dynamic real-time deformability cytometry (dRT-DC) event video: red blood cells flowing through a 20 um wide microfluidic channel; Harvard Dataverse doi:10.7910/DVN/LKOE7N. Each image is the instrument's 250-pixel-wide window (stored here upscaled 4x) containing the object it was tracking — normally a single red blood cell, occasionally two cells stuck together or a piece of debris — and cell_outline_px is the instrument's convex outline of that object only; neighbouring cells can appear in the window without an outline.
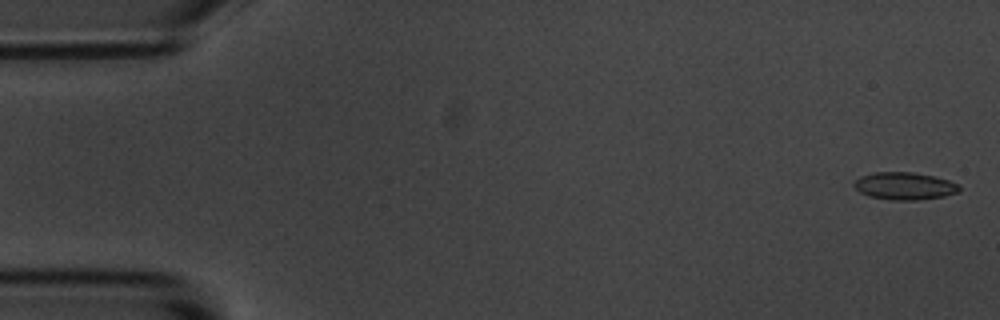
{"species": "common noctule bat (a hibernating species)", "species_latin": "Nyctalus noctula", "temperature_condition": "room temperature", "stored_images_in_passage": 55, "camera_frame_rate_fps": 3000, "um_per_image_px": 0.085, "animal": {"sex": "male", "body_mass_g": 20.1, "forearm_length_mm": 53.5}, "frame": {"image": 1, "passage_image": 2, "time_ms": 0.333, "image_size_px": [1000, 320], "cell_outline_px": [[960, 192], [944, 196], [920, 200], [892, 200], [868, 196], [860, 192], [852, 184], [860, 176], [872, 172], [912, 172], [932, 176], [948, 180], [960, 184]], "centroid_in_image_um": [76.89, 15.81], "position_along_channel_um": 8.1, "area_um2": 16.94}}
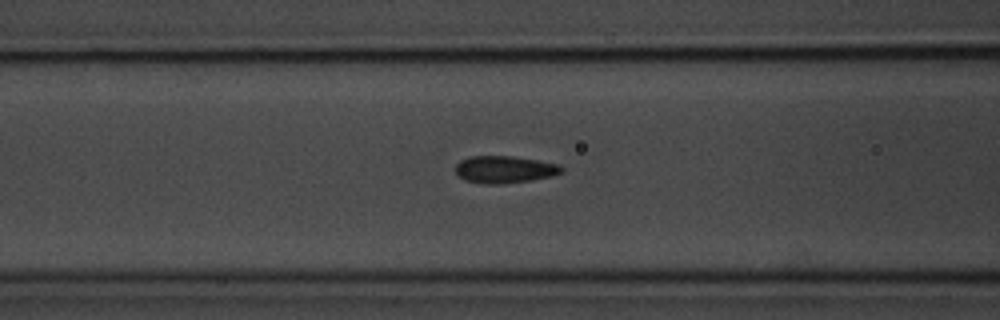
{"frame": {"image": 2, "passage_image": 22, "time_ms": 7.0, "image_size_px": [1000, 320], "cell_outline_px": [[564, 172], [552, 176], [532, 180], [500, 184], [480, 184], [464, 180], [456, 172], [456, 164], [460, 160], [472, 156], [512, 156], [560, 164], [564, 168]], "centroid_in_image_um": [42.91, 14.41], "position_along_channel_um": 123.7, "area_um2": 16.94}}
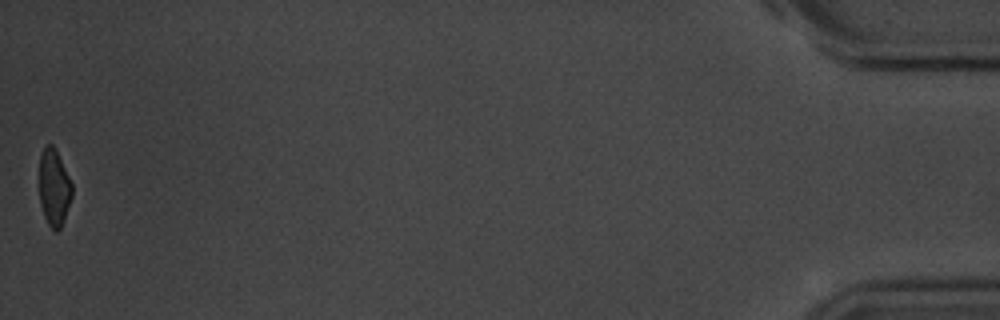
{"frame": {"image": 3, "passage_image": 55, "time_ms": 18.0, "image_size_px": [1000, 320], "cell_outline_px": [[72, 196], [64, 220], [60, 228], [56, 232], [48, 224], [44, 216], [40, 204], [40, 156], [44, 148], [48, 144], [52, 144], [72, 184]], "centroid_in_image_um": [4.59, 15.99], "position_along_channel_um": 430.6, "area_um2": 14.28}, "authors_computed_cell_mechanics": {"area_um2": 16.4152, "velocity_mm_per_s": 3.6838, "shape_relaxation_time_tau1_ms": 3.0274, "shape_relaxation_time_tau2_ms": 1.8029, "deformation_change_tau1": 0.1076, "deformation_change_tau2": 0.0675}}